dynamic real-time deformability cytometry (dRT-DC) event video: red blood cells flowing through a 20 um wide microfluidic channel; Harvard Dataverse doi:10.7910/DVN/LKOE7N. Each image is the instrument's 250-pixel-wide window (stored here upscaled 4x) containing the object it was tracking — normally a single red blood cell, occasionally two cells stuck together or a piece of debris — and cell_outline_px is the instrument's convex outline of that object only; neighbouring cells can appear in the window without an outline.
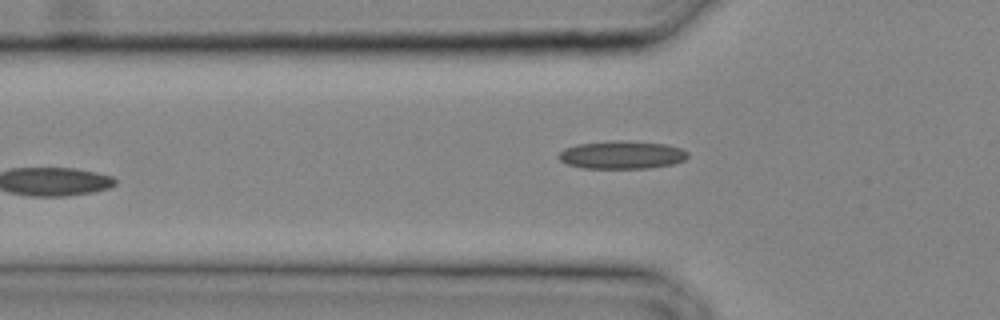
{"species": "common noctule bat (a hibernating species)", "species_latin": "Nyctalus noctula", "temperature_condition": "cold", "stored_images_in_passage": 10, "camera_frame_rate_fps": 3000, "um_per_image_px": 0.085, "animal": {"sex": "male", "body_mass_g": 20.4}, "frame": {"image": 1, "passage_image": 10, "time_ms": 3.0, "image_size_px": [1000, 320], "cell_outline_px": [[688, 156], [684, 160], [672, 164], [648, 168], [584, 168], [568, 164], [560, 160], [556, 156], [564, 148], [576, 144], [616, 140], [624, 140], [668, 144], [680, 148], [688, 152]], "centroid_in_image_um": [52.84, 13.15], "position_along_channel_um": 73.0, "area_um2": 21.15}}